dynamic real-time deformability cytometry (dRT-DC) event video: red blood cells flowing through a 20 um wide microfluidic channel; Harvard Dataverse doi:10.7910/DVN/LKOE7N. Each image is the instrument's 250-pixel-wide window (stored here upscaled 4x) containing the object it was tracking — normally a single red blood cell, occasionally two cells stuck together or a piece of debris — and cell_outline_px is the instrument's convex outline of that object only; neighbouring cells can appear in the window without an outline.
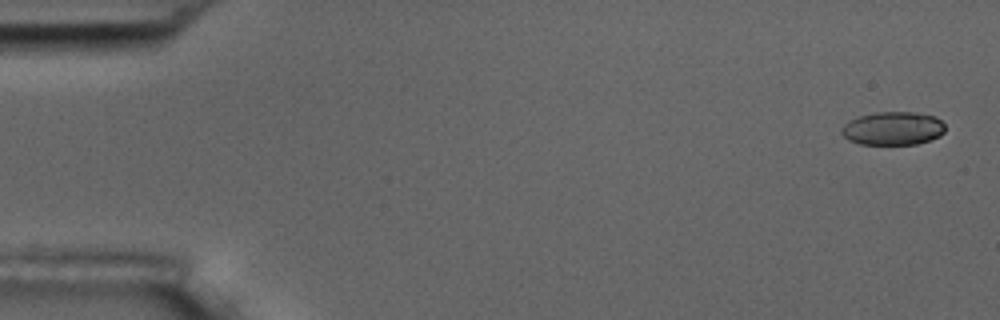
{"species": "common noctule bat (a hibernating species)", "species_latin": "Nyctalus noctula", "temperature_condition": "room temperature", "stored_images_in_passage": 53, "camera_frame_rate_fps": 3000, "um_per_image_px": 0.085, "animal": {"sex": "male", "body_mass_g": 17.5, "forearm_length_mm": 52.3}, "frame": {"image": 1, "passage_image": 1, "time_ms": 0.0, "image_size_px": [1000, 320], "cell_outline_px": [[944, 132], [940, 136], [916, 144], [860, 144], [848, 140], [840, 132], [840, 128], [848, 120], [860, 116], [876, 112], [916, 112], [932, 116], [940, 120], [944, 124]], "centroid_in_image_um": [75.86, 10.91], "position_along_channel_um": 9.1, "area_um2": 20.11}}
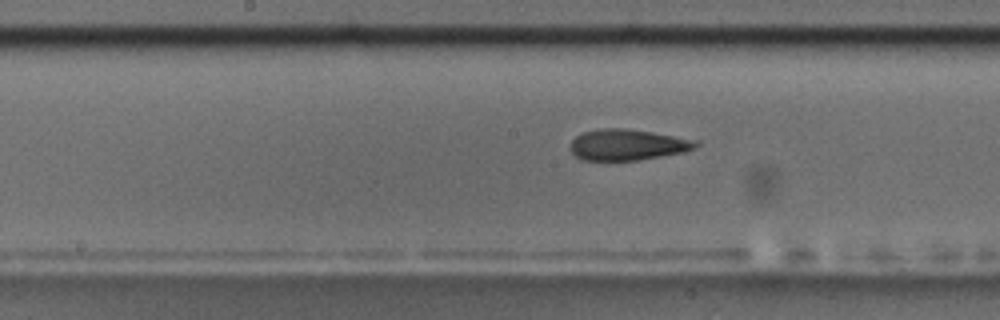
{"frame": {"image": 2, "passage_image": 27, "time_ms": 8.667, "image_size_px": [1000, 320], "cell_outline_px": [[700, 144], [696, 148], [684, 152], [636, 160], [580, 160], [572, 152], [572, 140], [576, 136], [584, 132], [600, 128], [624, 128], [652, 132], [700, 140]], "centroid_in_image_um": [53.39, 12.29], "position_along_channel_um": 194.8, "area_um2": 22.66}}
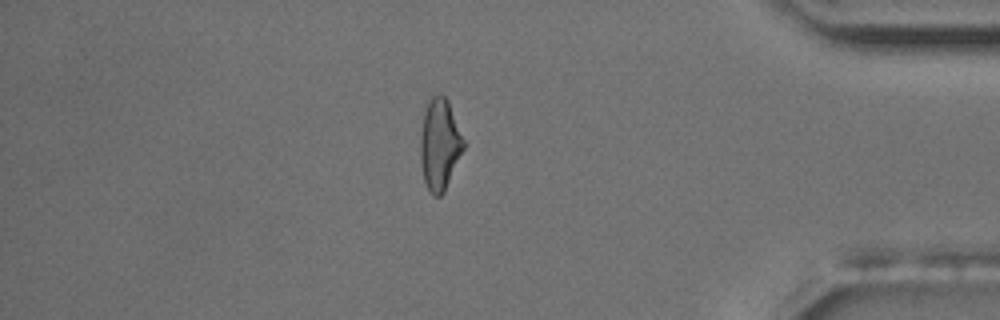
{"frame": {"image": 3, "passage_image": 46, "time_ms": 15.0, "image_size_px": [1000, 320], "cell_outline_px": [[464, 148], [444, 192], [440, 196], [432, 196], [424, 180], [420, 164], [420, 132], [424, 112], [428, 100], [432, 96], [440, 92], [448, 100], [464, 140]], "centroid_in_image_um": [37.35, 12.25], "position_along_channel_um": 397.9, "area_um2": 23.06}}